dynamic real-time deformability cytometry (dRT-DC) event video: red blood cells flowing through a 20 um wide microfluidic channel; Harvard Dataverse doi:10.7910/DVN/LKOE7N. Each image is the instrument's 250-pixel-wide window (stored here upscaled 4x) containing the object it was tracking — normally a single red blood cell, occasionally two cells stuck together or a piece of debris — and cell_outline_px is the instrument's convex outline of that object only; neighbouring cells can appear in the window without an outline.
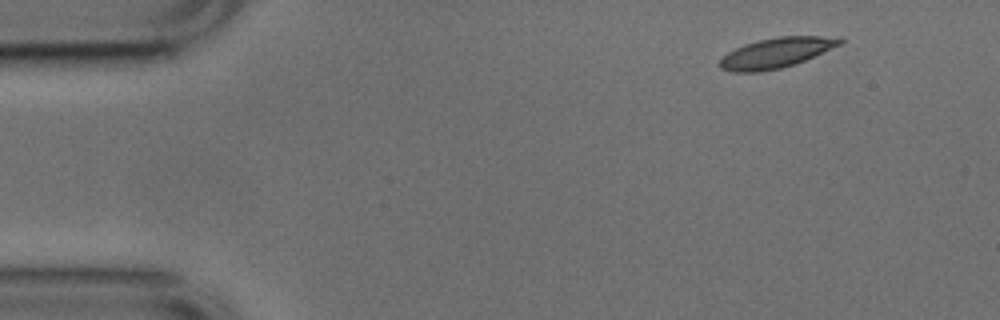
{"species": "common noctule bat (a hibernating species)", "species_latin": "Nyctalus noctula", "temperature_condition": "cold", "stored_images_in_passage": 5, "camera_frame_rate_fps": 3000, "um_per_image_px": 0.085, "animal": {"sex": "male", "body_mass_g": 17.9, "forearm_length_mm": 54.2}, "frame": {"image": 1, "passage_image": 1, "time_ms": 0.0, "image_size_px": [1000, 320], "cell_outline_px": [[844, 44], [804, 60], [780, 68], [760, 72], [732, 72], [720, 68], [716, 64], [728, 52], [744, 44], [776, 36], [844, 36]], "centroid_in_image_um": [66.02, 4.47], "position_along_channel_um": 19.0, "area_um2": 21.27}}
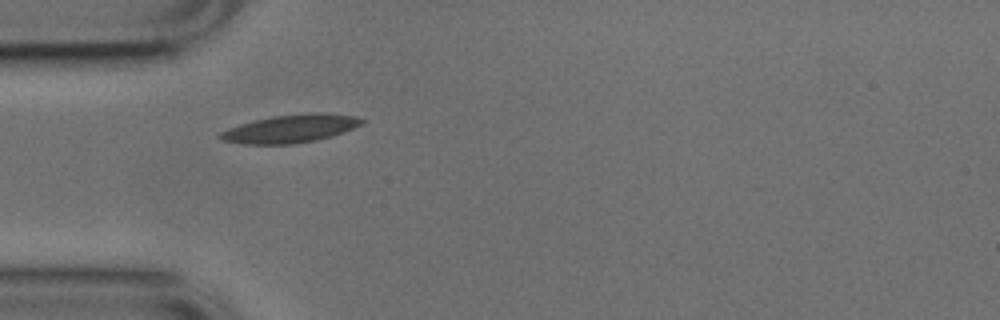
{"frame": {"image": 2, "passage_image": 4, "time_ms": 1.0, "image_size_px": [1000, 320], "cell_outline_px": [[364, 120], [360, 124], [352, 128], [332, 136], [316, 140], [292, 144], [244, 144], [220, 140], [216, 136], [220, 132], [228, 128], [240, 124], [272, 116], [312, 112], [320, 112], [356, 116]], "centroid_in_image_um": [24.64, 10.93], "position_along_channel_um": 60.4, "area_um2": 23.06}}